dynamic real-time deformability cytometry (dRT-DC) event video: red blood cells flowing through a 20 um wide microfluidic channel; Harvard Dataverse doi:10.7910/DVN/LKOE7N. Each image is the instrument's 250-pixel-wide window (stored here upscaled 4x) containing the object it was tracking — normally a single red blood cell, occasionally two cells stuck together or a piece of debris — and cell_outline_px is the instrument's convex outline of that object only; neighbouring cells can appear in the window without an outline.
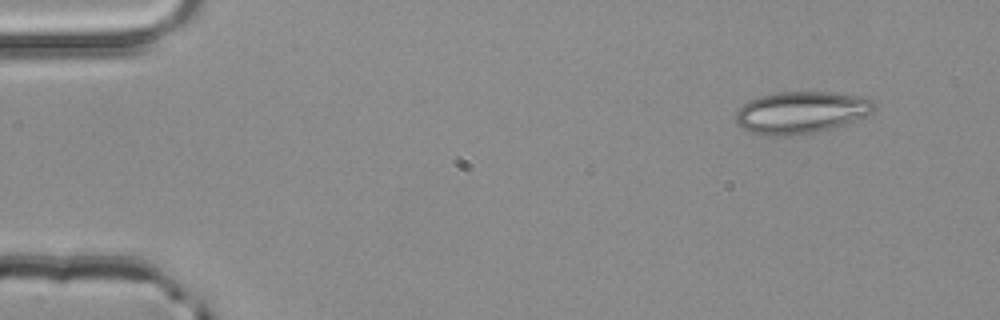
{"species": "common noctule bat (a hibernating species)", "species_latin": "Nyctalus noctula", "temperature_condition": "room temperature", "stored_images_in_passage": 3, "camera_frame_rate_fps": 3000, "um_per_image_px": 0.085, "animal": {"sex": "male", "body_mass_g": 20.4}, "frame": {"image": 1, "passage_image": 1, "time_ms": 0.0, "image_size_px": [1000, 320], "cell_outline_px": [[876, 108], [872, 112], [852, 120], [816, 132], [784, 136], [772, 136], [748, 132], [736, 124], [736, 112], [748, 100], [760, 96], [776, 92], [832, 92], [864, 96], [872, 100], [876, 104]], "centroid_in_image_um": [68.05, 9.54], "position_along_channel_um": 16.9, "area_um2": 33.7}}